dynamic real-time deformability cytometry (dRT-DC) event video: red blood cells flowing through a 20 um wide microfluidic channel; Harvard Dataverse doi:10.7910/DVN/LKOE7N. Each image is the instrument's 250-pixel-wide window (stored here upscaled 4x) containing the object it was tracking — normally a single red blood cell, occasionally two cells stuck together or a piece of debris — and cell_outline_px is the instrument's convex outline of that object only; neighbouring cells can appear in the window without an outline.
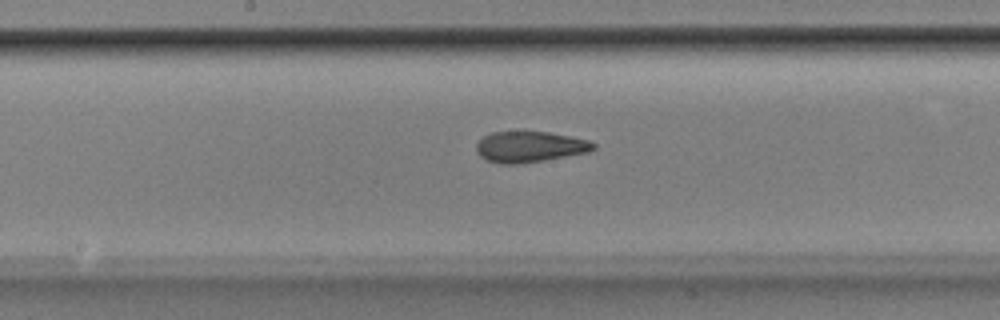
{"species": "Egyptian fruit bat (a non-hibernating species)", "species_latin": "Rousettus aegyptiacus", "temperature_condition": "room temperature", "stored_images_in_passage": 53, "segment_of_instrument_passage": [1, 2], "camera_frame_rate_fps": 3000, "um_per_image_px": 0.085, "animal": {"sex": "male"}, "frame": {"image": 1, "passage_image": 27, "time_ms": 8.667, "image_size_px": [1000, 320], "cell_outline_px": [[596, 148], [588, 152], [544, 160], [520, 164], [500, 164], [488, 160], [480, 156], [476, 152], [476, 144], [484, 136], [492, 132], [548, 132], [588, 140], [596, 144]], "centroid_in_image_um": [45.02, 12.49], "position_along_channel_um": 203.2, "area_um2": 20.92}}
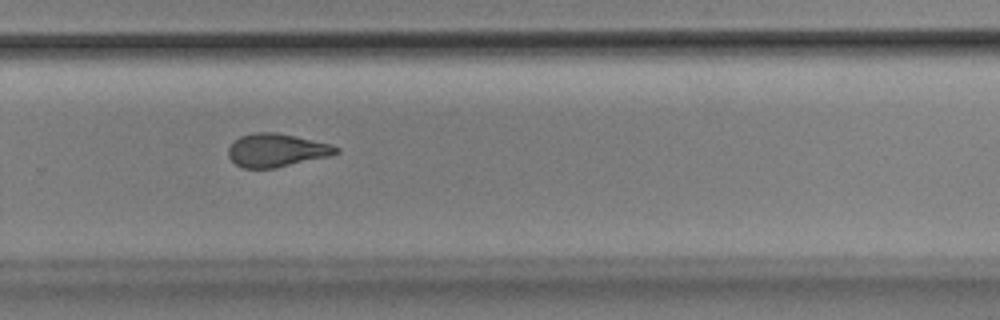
{"frame": {"image": 2, "passage_image": 35, "time_ms": 11.333, "image_size_px": [1000, 320], "cell_outline_px": [[340, 152], [332, 156], [272, 168], [244, 168], [236, 164], [228, 156], [228, 148], [240, 136], [252, 132], [276, 132], [332, 144], [340, 148]], "centroid_in_image_um": [23.54, 12.76], "position_along_channel_um": 306.3, "area_um2": 20.87}}
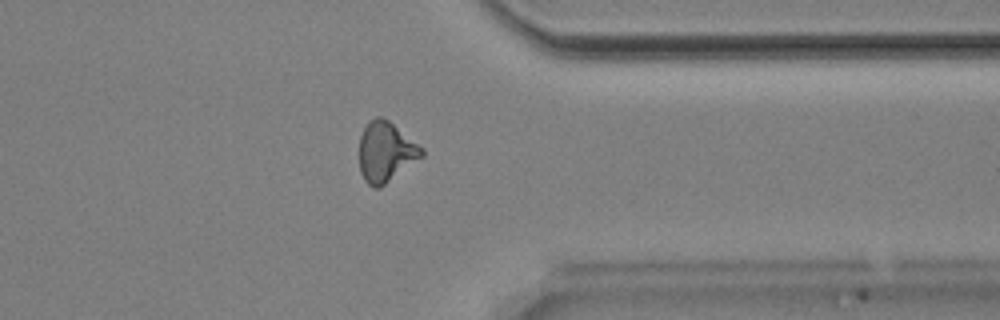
{"frame": {"image": 3, "passage_image": 41, "time_ms": 13.333, "image_size_px": [1000, 320], "cell_outline_px": [[424, 156], [380, 188], [372, 188], [364, 180], [360, 172], [360, 136], [368, 120], [376, 116], [380, 116], [388, 120], [424, 148]], "centroid_in_image_um": [32.8, 12.92], "position_along_channel_um": 378.6, "area_um2": 22.02}}